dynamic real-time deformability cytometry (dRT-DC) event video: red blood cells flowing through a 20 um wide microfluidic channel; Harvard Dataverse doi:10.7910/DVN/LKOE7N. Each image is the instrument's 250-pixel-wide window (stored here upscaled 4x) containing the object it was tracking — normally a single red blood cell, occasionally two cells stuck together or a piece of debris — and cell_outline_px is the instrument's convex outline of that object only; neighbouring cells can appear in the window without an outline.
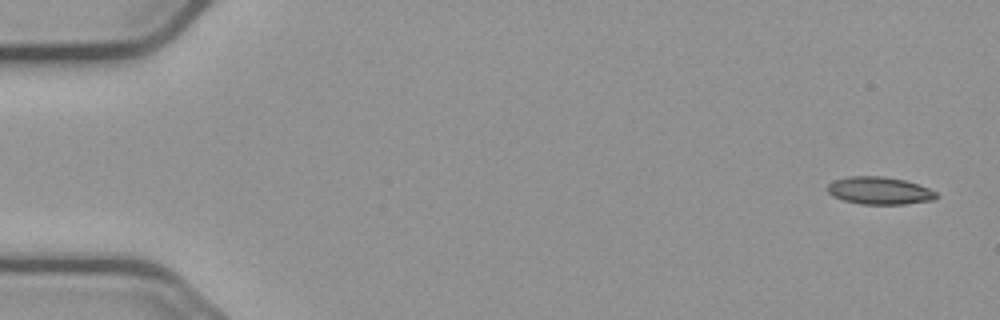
{"species": "common noctule bat (a hibernating species)", "species_latin": "Nyctalus noctula", "temperature_condition": "cold", "stored_images_in_passage": 5, "camera_frame_rate_fps": 3000, "um_per_image_px": 0.085, "animal": {"sex": "male", "body_mass_g": 23.1, "forearm_length_mm": 52.7}, "frame": {"image": 1, "passage_image": 1, "time_ms": 0.0, "image_size_px": [1000, 320], "cell_outline_px": [[940, 196], [936, 200], [904, 204], [860, 204], [844, 200], [832, 196], [828, 192], [828, 184], [832, 180], [848, 176], [880, 176], [904, 180], [928, 188], [936, 192]], "centroid_in_image_um": [74.76, 16.21], "position_along_channel_um": 10.2, "area_um2": 17.51}}
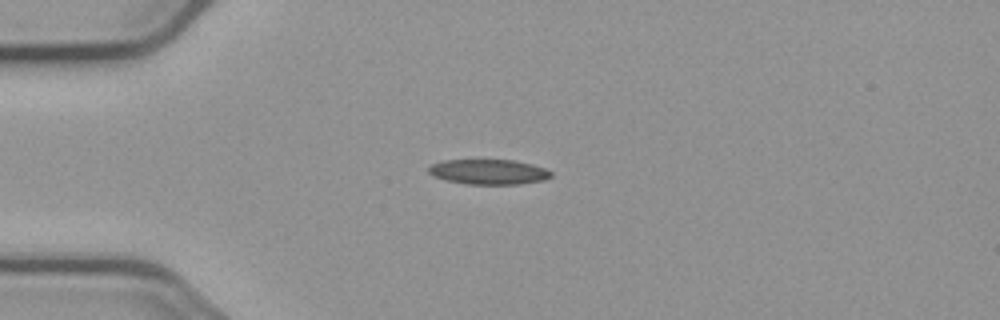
{"frame": {"image": 2, "passage_image": 4, "time_ms": 4.0, "image_size_px": [1000, 320], "cell_outline_px": [[552, 176], [544, 180], [520, 184], [464, 184], [448, 180], [436, 176], [428, 172], [428, 168], [432, 164], [444, 160], [512, 160], [532, 164], [544, 168], [552, 172]], "centroid_in_image_um": [41.56, 14.61], "position_along_channel_um": 43.4, "area_um2": 17.74}}